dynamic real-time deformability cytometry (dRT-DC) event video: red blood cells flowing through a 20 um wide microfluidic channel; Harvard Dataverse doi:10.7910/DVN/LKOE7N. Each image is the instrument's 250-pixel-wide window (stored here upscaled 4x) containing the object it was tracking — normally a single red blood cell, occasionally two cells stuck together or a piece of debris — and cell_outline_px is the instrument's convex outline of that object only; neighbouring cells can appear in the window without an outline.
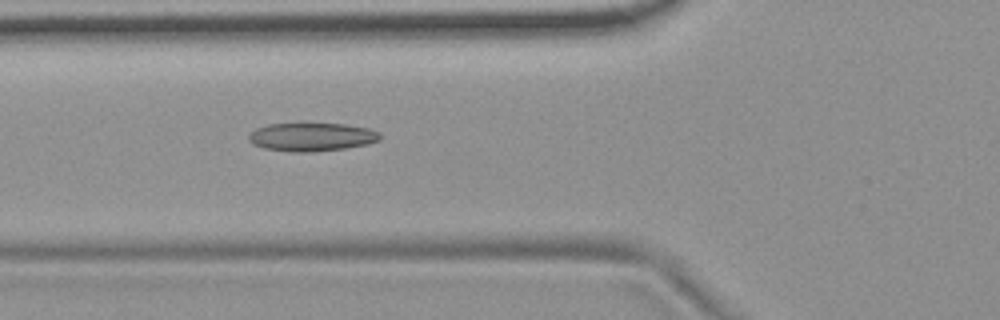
{"species": "common noctule bat (a hibernating species)", "species_latin": "Nyctalus noctula", "temperature_condition": "room temperature", "stored_images_in_passage": 6, "camera_frame_rate_fps": 3000, "um_per_image_px": 0.085, "animal": {"sex": "female", "body_mass_g": 19.9}, "frame": {"image": 1, "passage_image": 6, "time_ms": 5.667, "image_size_px": [1000, 320], "cell_outline_px": [[380, 140], [368, 144], [344, 148], [312, 152], [288, 152], [264, 148], [252, 144], [248, 140], [248, 136], [256, 128], [268, 124], [344, 124], [368, 128], [380, 132]], "centroid_in_image_um": [26.48, 11.65], "position_along_channel_um": 99.3, "area_um2": 21.68}}